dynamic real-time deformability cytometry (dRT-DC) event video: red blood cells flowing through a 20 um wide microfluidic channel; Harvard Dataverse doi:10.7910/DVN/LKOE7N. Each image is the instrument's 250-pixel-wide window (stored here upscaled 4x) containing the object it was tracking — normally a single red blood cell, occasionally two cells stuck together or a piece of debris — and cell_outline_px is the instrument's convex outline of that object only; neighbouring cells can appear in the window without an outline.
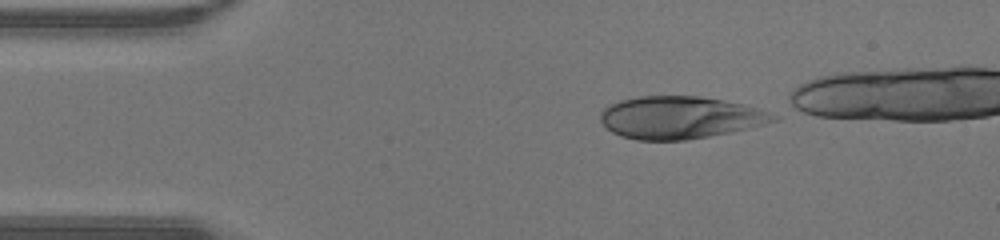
{"species": "human", "species_latin": "Homo sapiens", "temperature_condition": "warm", "stored_images_in_passage": 33, "camera_frame_rate_fps": 3000, "um_per_image_px": 0.085, "donor": {"sex": "male"}, "frame": {"image": 1, "passage_image": 1, "time_ms": 0.0, "image_size_px": [1000, 240], "cell_outline_px": [[780, 120], [732, 132], [684, 140], [636, 140], [620, 136], [612, 132], [600, 120], [600, 112], [608, 104], [620, 100], [640, 96], [700, 96], [724, 100], [744, 104], [780, 116]], "centroid_in_image_um": [57.79, 9.98], "position_along_channel_um": 27.2, "area_um2": 42.83}}
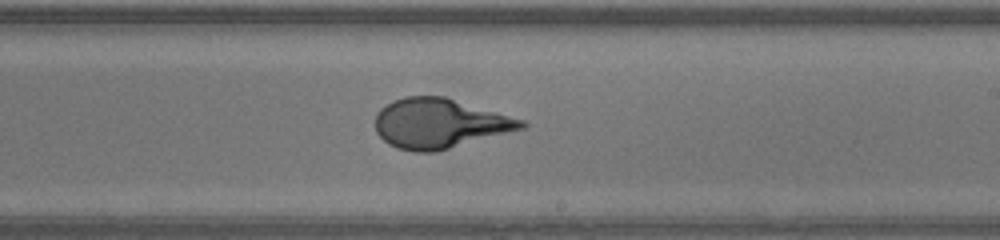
{"frame": {"image": 2, "passage_image": 20, "time_ms": 6.333, "image_size_px": [1000, 240], "cell_outline_px": [[528, 124], [524, 128], [436, 152], [416, 152], [396, 148], [388, 144], [376, 132], [376, 112], [380, 108], [392, 100], [404, 96], [444, 96], [524, 120]], "centroid_in_image_um": [37.33, 10.49], "position_along_channel_um": 251.7, "area_um2": 42.31}}
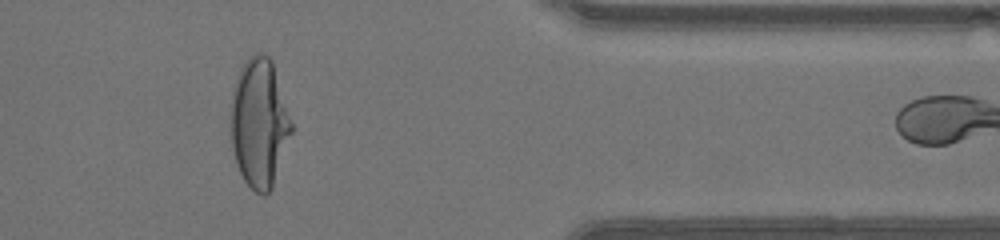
{"frame": {"image": 3, "passage_image": 31, "time_ms": 10.0, "image_size_px": [1000, 240], "cell_outline_px": [[292, 132], [272, 188], [264, 196], [256, 192], [244, 180], [240, 172], [236, 160], [232, 144], [232, 92], [240, 68], [256, 52], [264, 52], [272, 60], [292, 124]], "centroid_in_image_um": [22.05, 10.45], "position_along_channel_um": 389.3, "area_um2": 44.74}}